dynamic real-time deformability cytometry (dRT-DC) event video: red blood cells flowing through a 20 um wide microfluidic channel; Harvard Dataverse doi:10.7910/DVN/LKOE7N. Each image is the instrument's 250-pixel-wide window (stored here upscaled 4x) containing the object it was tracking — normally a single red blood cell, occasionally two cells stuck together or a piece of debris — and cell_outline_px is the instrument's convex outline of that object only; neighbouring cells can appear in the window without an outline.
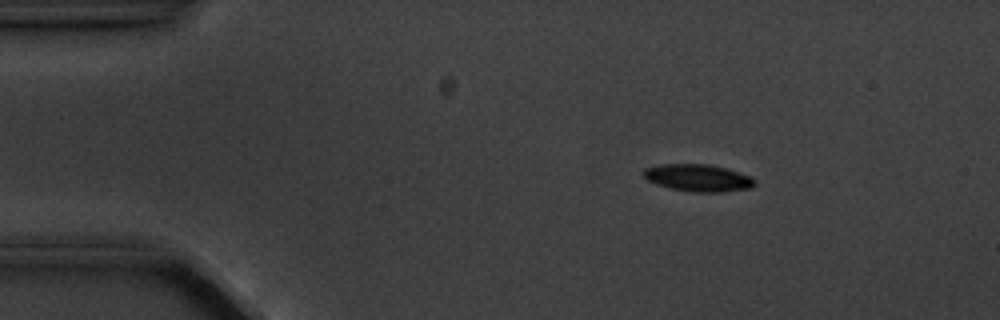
{"species": "common noctule bat (a hibernating species)", "species_latin": "Nyctalus noctula", "temperature_condition": "cold", "stored_images_in_passage": 4, "camera_frame_rate_fps": 3000, "um_per_image_px": 0.085, "animal": {"sex": "male", "body_mass_g": 20.1, "forearm_length_mm": 53.5}, "frame": {"image": 1, "passage_image": 2, "time_ms": 2.0, "image_size_px": [1000, 320], "cell_outline_px": [[756, 184], [752, 188], [724, 192], [692, 192], [672, 188], [656, 184], [648, 180], [644, 176], [644, 168], [656, 164], [708, 164], [724, 168], [752, 176], [756, 180]], "centroid_in_image_um": [59.37, 15.12], "position_along_channel_um": 25.6, "area_um2": 17.69}}